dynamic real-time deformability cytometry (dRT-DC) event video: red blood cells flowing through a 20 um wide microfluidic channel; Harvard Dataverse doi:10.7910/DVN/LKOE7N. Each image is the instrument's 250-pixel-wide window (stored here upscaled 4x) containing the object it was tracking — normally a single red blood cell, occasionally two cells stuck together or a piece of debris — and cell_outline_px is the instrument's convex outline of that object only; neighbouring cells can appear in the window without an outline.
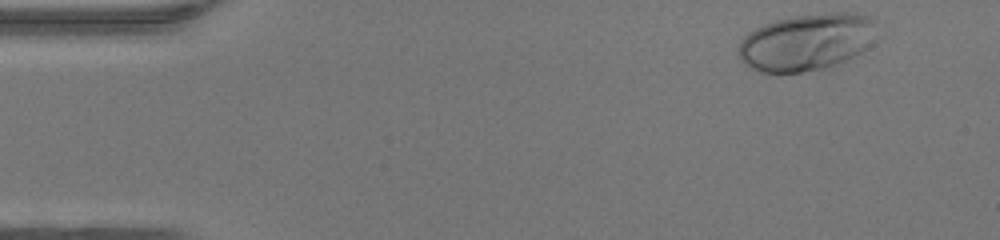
{"species": "human", "species_latin": "Homo sapiens", "temperature_condition": "warm", "stored_images_in_passage": 44, "camera_frame_rate_fps": 3000, "um_per_image_px": 0.085, "donor": {"sex": "female"}, "frame": {"image": 1, "passage_image": 1, "time_ms": 0.0, "image_size_px": [1000, 240], "cell_outline_px": [[876, 28], [864, 48], [860, 52], [836, 64], [824, 68], [800, 72], [760, 72], [748, 68], [740, 60], [740, 40], [748, 32], [764, 24], [776, 20], [792, 16], [828, 12], [856, 12], [868, 16], [876, 20]], "centroid_in_image_um": [68.52, 3.55], "position_along_channel_um": 16.5, "area_um2": 45.6}}
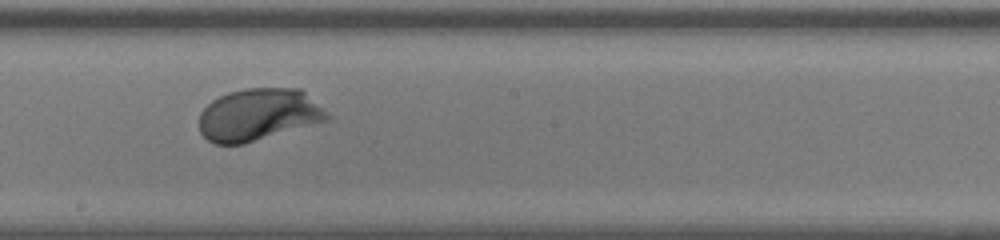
{"frame": {"image": 2, "passage_image": 23, "time_ms": 7.333, "image_size_px": [1000, 240], "cell_outline_px": [[336, 116], [328, 120], [244, 144], [216, 144], [208, 140], [200, 132], [200, 112], [212, 100], [228, 92], [244, 88], [300, 88]], "centroid_in_image_um": [22.03, 9.74], "position_along_channel_um": 226.2, "area_um2": 39.3}}
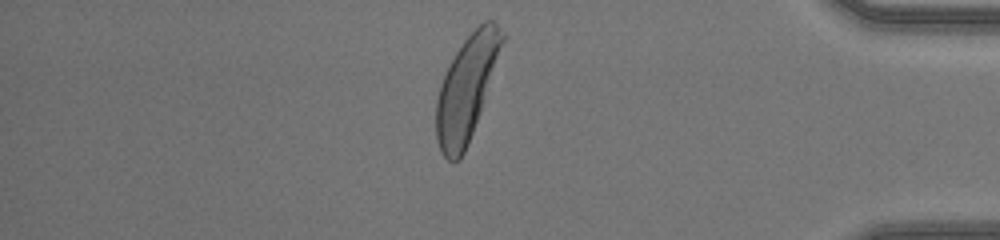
{"frame": {"image": 3, "passage_image": 37, "time_ms": 12.0, "image_size_px": [1000, 240], "cell_outline_px": [[504, 40], [480, 112], [468, 144], [460, 160], [452, 164], [440, 152], [436, 140], [436, 100], [440, 84], [456, 52], [464, 40], [484, 20], [492, 20], [496, 24], [504, 36]], "centroid_in_image_um": [39.62, 7.57], "position_along_channel_um": 395.6, "area_um2": 39.3}, "authors_computed_cell_mechanics": {"area_um2": 39.2173, "velocity_mm_per_s": 4.3547, "shape_relaxation_time_tau1_ms": 1.5412, "shape_relaxation_time_tau2_ms": null, "deformation_change_tau1": 0.1462, "deformation_change_tau2": null}}